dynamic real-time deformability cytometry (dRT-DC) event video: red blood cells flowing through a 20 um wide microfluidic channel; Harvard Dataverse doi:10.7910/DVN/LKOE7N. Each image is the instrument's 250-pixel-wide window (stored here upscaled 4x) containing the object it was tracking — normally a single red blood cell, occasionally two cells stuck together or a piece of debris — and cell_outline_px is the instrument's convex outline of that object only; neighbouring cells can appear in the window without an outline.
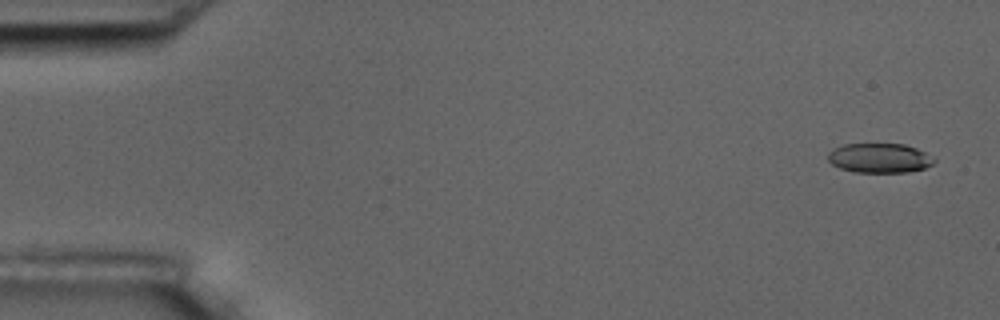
{"species": "common noctule bat (a hibernating species)", "species_latin": "Nyctalus noctula", "temperature_condition": "room temperature", "stored_images_in_passage": 5, "camera_frame_rate_fps": 3000, "um_per_image_px": 0.085, "animal": {"sex": "male", "body_mass_g": 17.5, "forearm_length_mm": 52.3}, "frame": {"image": 1, "passage_image": 1, "time_ms": 0.0, "image_size_px": [1000, 320], "cell_outline_px": [[936, 160], [932, 164], [924, 168], [908, 172], [852, 172], [840, 168], [832, 164], [828, 160], [828, 152], [844, 144], [904, 144], [916, 148], [924, 152]], "centroid_in_image_um": [74.74, 13.44], "position_along_channel_um": 10.3, "area_um2": 18.15}}
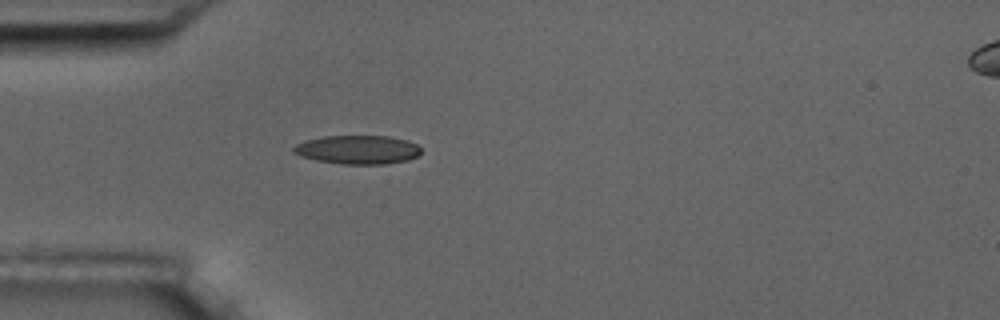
{"frame": {"image": 2, "passage_image": 5, "time_ms": 4.667, "image_size_px": [1000, 320], "cell_outline_px": [[420, 152], [416, 156], [408, 160], [384, 164], [340, 164], [316, 160], [300, 156], [292, 152], [292, 148], [296, 144], [304, 140], [324, 136], [388, 136], [408, 140], [416, 144], [420, 148]], "centroid_in_image_um": [30.37, 12.72], "position_along_channel_um": 54.6, "area_um2": 21.44}}